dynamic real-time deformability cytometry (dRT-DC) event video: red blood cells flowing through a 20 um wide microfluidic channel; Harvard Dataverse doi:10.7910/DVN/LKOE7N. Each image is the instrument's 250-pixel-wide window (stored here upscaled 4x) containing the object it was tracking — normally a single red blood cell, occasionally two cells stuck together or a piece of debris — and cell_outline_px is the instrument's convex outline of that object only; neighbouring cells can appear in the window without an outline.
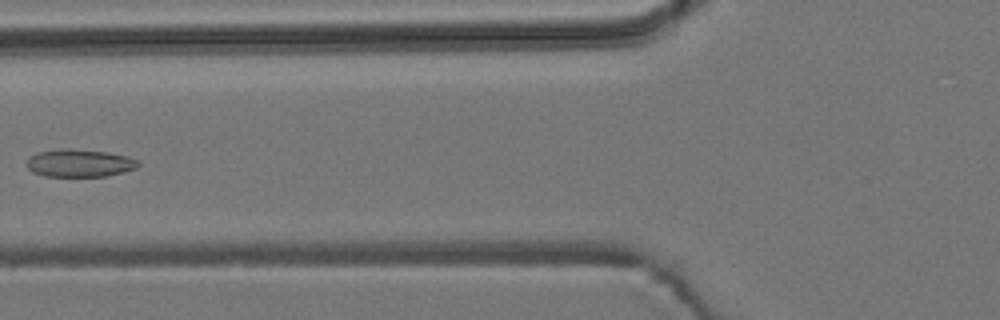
{"species": "common noctule bat (a hibernating species)", "species_latin": "Nyctalus noctula", "temperature_condition": "room temperature", "stored_images_in_passage": 7, "camera_frame_rate_fps": 3000, "um_per_image_px": 0.085, "animal": {"sex": "male", "body_mass_g": 19.2, "forearm_length_mm": 51.8}, "frame": {"image": 1, "passage_image": 6, "time_ms": 6.0, "image_size_px": [1000, 320], "cell_outline_px": [[140, 164], [136, 168], [124, 172], [104, 176], [44, 176], [32, 172], [28, 168], [28, 156], [36, 152], [64, 148], [68, 148], [108, 152], [128, 156], [140, 160]], "centroid_in_image_um": [6.77, 13.85], "position_along_channel_um": 119.0, "area_um2": 18.15}}
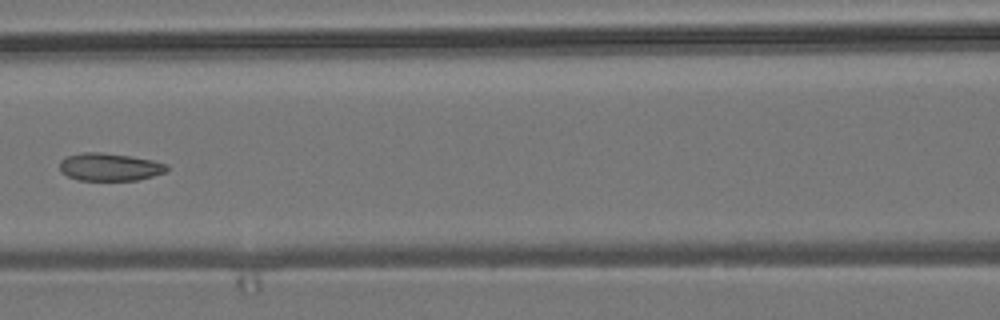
{"frame": {"image": 2, "passage_image": 7, "time_ms": 7.0, "image_size_px": [1000, 320], "cell_outline_px": [[168, 172], [136, 180], [80, 180], [68, 176], [60, 172], [60, 160], [68, 156], [84, 152], [100, 152], [128, 156], [152, 160], [168, 164]], "centroid_in_image_um": [9.33, 14.19], "position_along_channel_um": 157.3, "area_um2": 17.22}}